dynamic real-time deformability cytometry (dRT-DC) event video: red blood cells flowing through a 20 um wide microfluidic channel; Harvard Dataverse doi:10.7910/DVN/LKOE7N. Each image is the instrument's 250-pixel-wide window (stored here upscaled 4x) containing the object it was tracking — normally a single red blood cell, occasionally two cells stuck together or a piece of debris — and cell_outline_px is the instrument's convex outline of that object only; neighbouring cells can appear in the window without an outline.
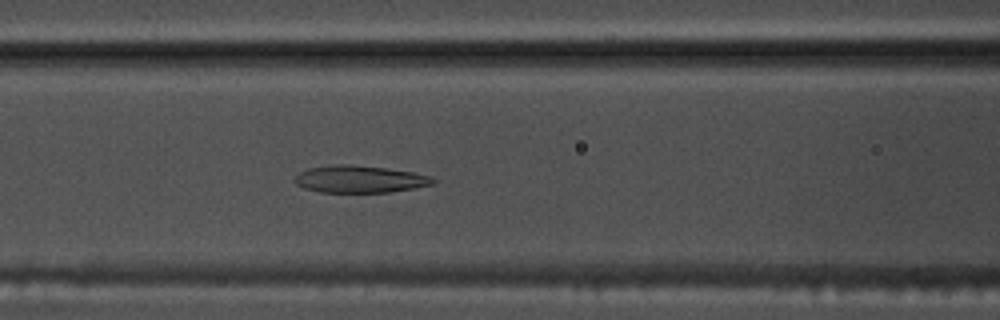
{"species": "common noctule bat (a hibernating species)", "species_latin": "Nyctalus noctula", "temperature_condition": "warm", "stored_images_in_passage": 54, "camera_frame_rate_fps": 3000, "um_per_image_px": 0.085, "animal": {"sex": "male", "body_mass_g": 17.5, "forearm_length_mm": 52.3}, "frame": {"image": 1, "passage_image": 23, "time_ms": 7.333, "image_size_px": [1000, 320], "cell_outline_px": [[436, 180], [432, 184], [416, 188], [392, 192], [320, 192], [304, 188], [296, 184], [292, 180], [300, 172], [308, 168], [332, 164], [348, 164], [388, 168], [412, 172], [432, 176]], "centroid_in_image_um": [30.57, 15.22], "position_along_channel_um": 136.0, "area_um2": 22.08}}
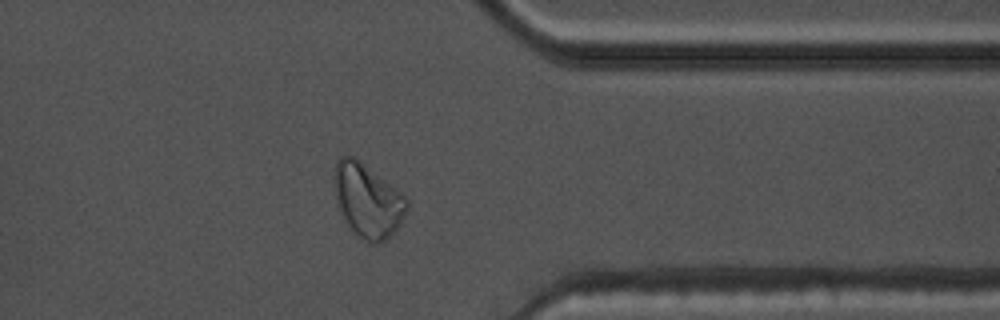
{"frame": {"image": 2, "passage_image": 43, "time_ms": 14.0, "image_size_px": [1000, 320], "cell_outline_px": [[408, 208], [400, 224], [380, 244], [372, 244], [364, 240], [348, 224], [340, 212], [336, 196], [336, 160], [340, 156], [352, 156], [360, 160], [400, 192], [408, 200]], "centroid_in_image_um": [31.27, 17.04], "position_along_channel_um": 380.1, "area_um2": 30.29}}
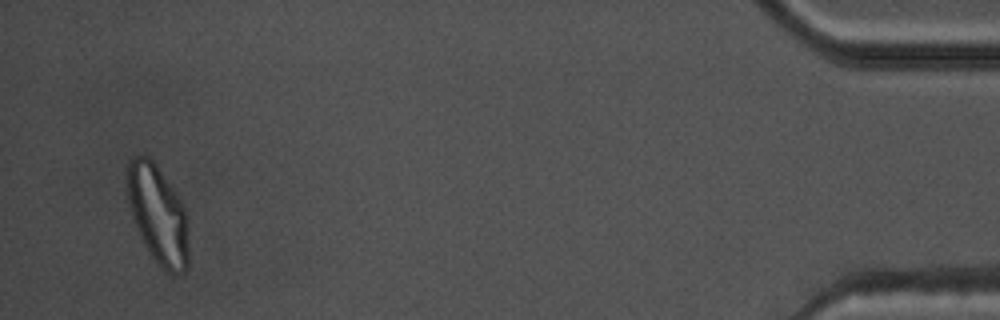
{"frame": {"image": 3, "passage_image": 52, "time_ms": 17.0, "image_size_px": [1000, 320], "cell_outline_px": [[188, 268], [184, 272], [168, 272], [148, 252], [140, 236], [128, 200], [128, 160], [136, 156], [148, 156], [156, 164], [176, 192], [184, 208], [188, 248]], "centroid_in_image_um": [13.43, 18.22], "position_along_channel_um": 421.8, "area_um2": 34.33}, "authors_computed_cell_mechanics": {"area_um2": 25.9811, "velocity_mm_per_s": 3.782, "shape_relaxation_time_tau1_ms": 8.8042, "shape_relaxation_time_tau2_ms": 2.0503, "deformation_change_tau1": 0.2786, "deformation_change_tau2": 0.1035}}